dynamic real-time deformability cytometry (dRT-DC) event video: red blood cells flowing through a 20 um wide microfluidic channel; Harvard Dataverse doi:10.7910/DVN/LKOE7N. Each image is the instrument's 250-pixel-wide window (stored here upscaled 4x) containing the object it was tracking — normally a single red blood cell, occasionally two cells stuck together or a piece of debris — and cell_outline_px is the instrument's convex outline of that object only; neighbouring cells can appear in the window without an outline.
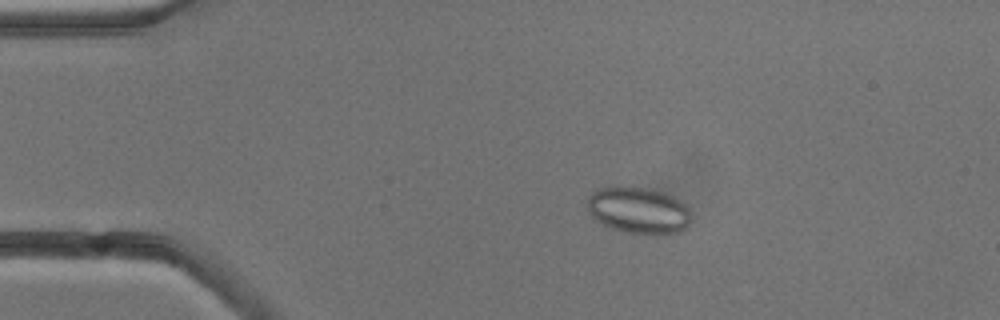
{"species": "common noctule bat (a hibernating species)", "species_latin": "Nyctalus noctula", "temperature_condition": "cold", "stored_images_in_passage": 8, "camera_frame_rate_fps": 3000, "um_per_image_px": 0.085, "animal": {"sex": "male", "body_mass_g": 13.3}, "frame": {"image": 1, "passage_image": 4, "time_ms": 3.333, "image_size_px": [1000, 320], "cell_outline_px": [[688, 228], [680, 232], [664, 236], [652, 236], [628, 232], [612, 228], [600, 224], [588, 212], [588, 196], [596, 188], [612, 184], [620, 184], [644, 188], [664, 192], [680, 200], [688, 208]], "centroid_in_image_um": [54.23, 17.87], "position_along_channel_um": 30.8, "area_um2": 29.07}}